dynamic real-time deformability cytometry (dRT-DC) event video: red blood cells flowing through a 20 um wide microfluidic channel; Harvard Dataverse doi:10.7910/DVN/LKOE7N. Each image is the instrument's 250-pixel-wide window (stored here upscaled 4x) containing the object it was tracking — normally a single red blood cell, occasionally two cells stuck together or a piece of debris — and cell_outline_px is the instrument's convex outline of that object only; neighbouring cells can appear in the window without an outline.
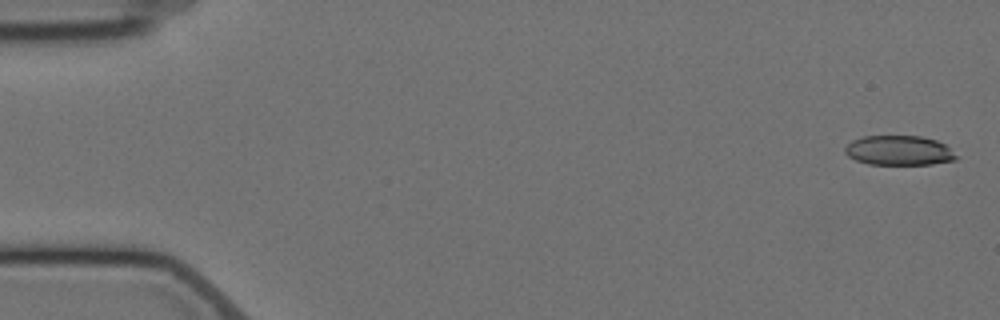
{"species": "Egyptian fruit bat (a non-hibernating species)", "species_latin": "Rousettus aegyptiacus", "temperature_condition": "cold", "stored_images_in_passage": 5, "camera_frame_rate_fps": 3000, "um_per_image_px": 0.085, "animal": {"sex": "female"}, "frame": {"image": 1, "passage_image": 1, "time_ms": 0.0, "image_size_px": [1000, 320], "cell_outline_px": [[960, 156], [956, 160], [932, 164], [868, 164], [856, 160], [848, 156], [844, 152], [844, 148], [852, 140], [864, 136], [920, 136], [936, 140], [944, 144]], "centroid_in_image_um": [76.43, 12.79], "position_along_channel_um": 8.6, "area_um2": 19.31}}
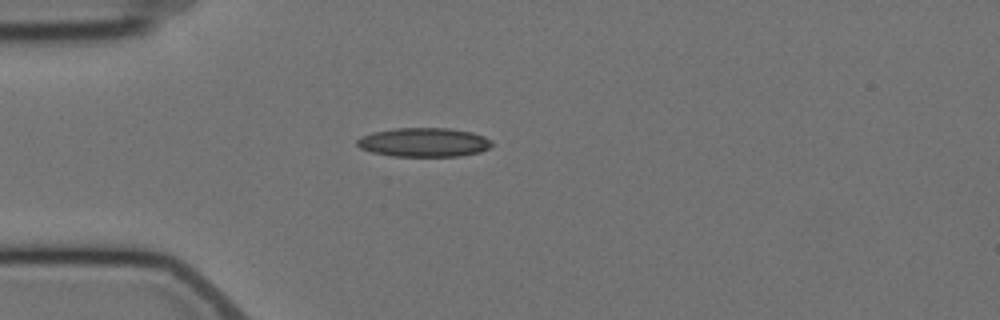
{"frame": {"image": 2, "passage_image": 5, "time_ms": 4.667, "image_size_px": [1000, 320], "cell_outline_px": [[492, 144], [488, 148], [480, 152], [460, 156], [392, 156], [372, 152], [360, 148], [356, 144], [356, 140], [360, 136], [372, 132], [396, 128], [452, 128], [472, 132], [484, 136], [492, 140]], "centroid_in_image_um": [36.02, 12.09], "position_along_channel_um": 49.0, "area_um2": 22.95}}